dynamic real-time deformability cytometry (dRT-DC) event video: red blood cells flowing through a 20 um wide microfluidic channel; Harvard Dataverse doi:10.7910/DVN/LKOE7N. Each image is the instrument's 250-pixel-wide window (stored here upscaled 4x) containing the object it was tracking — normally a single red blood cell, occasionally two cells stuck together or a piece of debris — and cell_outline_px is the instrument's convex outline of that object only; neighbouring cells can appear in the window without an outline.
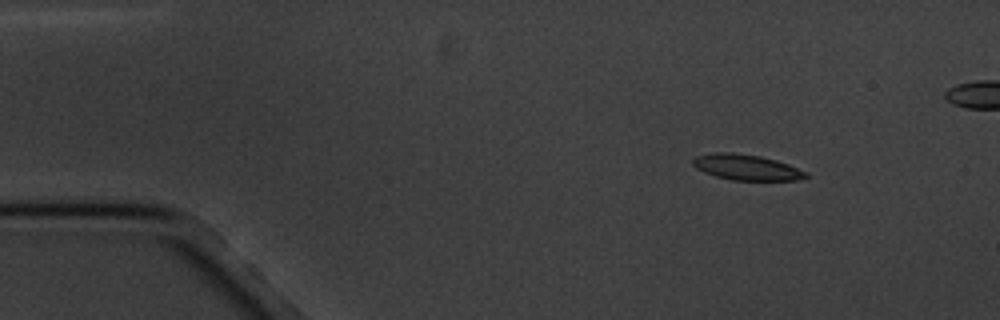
{"species": "common noctule bat (a hibernating species)", "species_latin": "Nyctalus noctula", "temperature_condition": "cold", "stored_images_in_passage": 5, "camera_frame_rate_fps": 3000, "um_per_image_px": 0.085, "animal": {"sex": "male", "body_mass_g": 20.1, "forearm_length_mm": 53.5}, "frame": {"image": 1, "passage_image": 1, "time_ms": 0.0, "image_size_px": [1000, 320], "cell_outline_px": [[808, 176], [796, 180], [732, 180], [716, 176], [704, 172], [696, 168], [692, 164], [692, 160], [696, 156], [712, 152], [732, 152], [760, 156], [776, 160], [788, 164], [808, 172]], "centroid_in_image_um": [63.43, 14.21], "position_along_channel_um": 21.6, "area_um2": 16.88}}
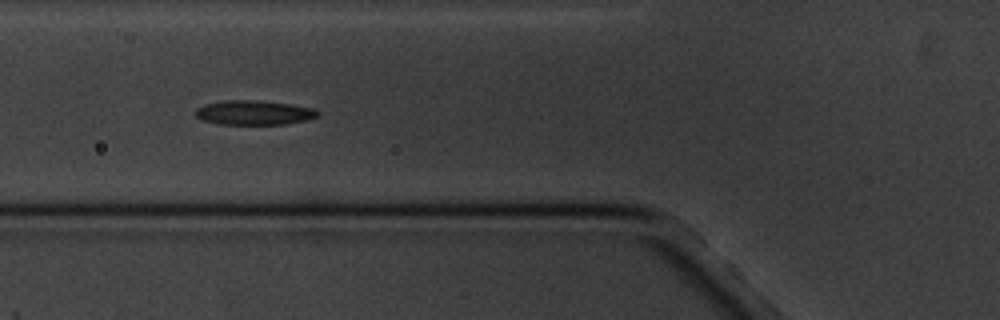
{"frame": {"image": 2, "passage_image": 5, "time_ms": 4.667, "image_size_px": [1000, 320], "cell_outline_px": [[320, 116], [304, 120], [284, 124], [216, 124], [200, 120], [196, 116], [196, 108], [204, 104], [228, 100], [252, 100], [288, 104], [316, 108], [320, 112]], "centroid_in_image_um": [21.58, 9.58], "position_along_channel_um": 104.2, "area_um2": 17.4}}